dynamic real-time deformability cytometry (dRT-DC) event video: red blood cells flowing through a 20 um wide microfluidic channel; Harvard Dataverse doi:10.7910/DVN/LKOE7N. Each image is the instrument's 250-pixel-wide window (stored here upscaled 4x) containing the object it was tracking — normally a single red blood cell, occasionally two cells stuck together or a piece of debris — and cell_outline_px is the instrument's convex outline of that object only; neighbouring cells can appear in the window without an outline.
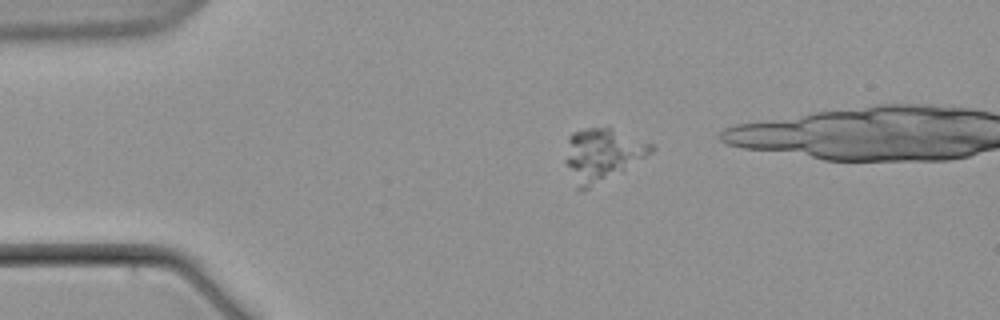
{"species": "common noctule bat (a hibernating species)", "species_latin": "Nyctalus noctula", "temperature_condition": "warm", "stored_images_in_passage": 8, "segment_of_instrument_passage": [1, 2], "camera_frame_rate_fps": 3000, "um_per_image_px": 0.085, "animal": {"sex": "male", "body_mass_g": 21.5, "forearm_length_mm": 52.0}, "frame": {"image": 1, "passage_image": 4, "time_ms": 3.667, "image_size_px": [1000, 320], "cell_outline_px": [[656, 148], [652, 152], [624, 168], [588, 188], [576, 188], [564, 160], [568, 136], [572, 132], [588, 128], [612, 128], [656, 144]], "centroid_in_image_um": [51.16, 13.1], "position_along_channel_um": 33.8, "area_um2": 25.78}}
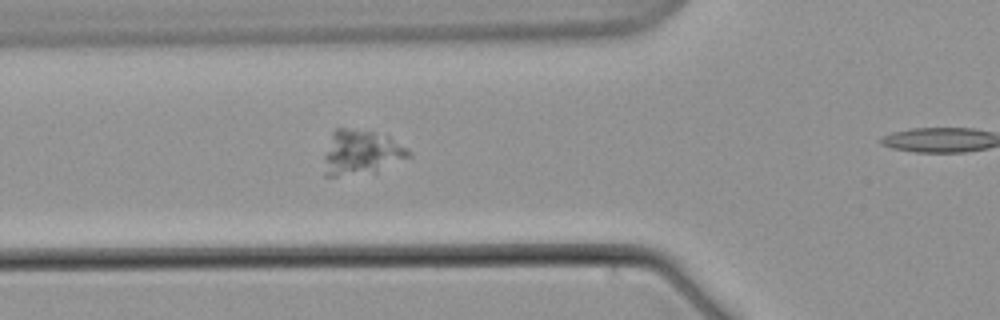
{"frame": {"image": 2, "passage_image": 7, "time_ms": 7.333, "image_size_px": [1000, 320], "cell_outline_px": [[412, 156], [376, 172], [336, 176], [324, 176], [324, 156], [332, 132], [336, 128], [344, 128], [372, 132], [388, 136], [408, 148], [412, 152]], "centroid_in_image_um": [30.71, 12.97], "position_along_channel_um": 95.1, "area_um2": 22.08}}